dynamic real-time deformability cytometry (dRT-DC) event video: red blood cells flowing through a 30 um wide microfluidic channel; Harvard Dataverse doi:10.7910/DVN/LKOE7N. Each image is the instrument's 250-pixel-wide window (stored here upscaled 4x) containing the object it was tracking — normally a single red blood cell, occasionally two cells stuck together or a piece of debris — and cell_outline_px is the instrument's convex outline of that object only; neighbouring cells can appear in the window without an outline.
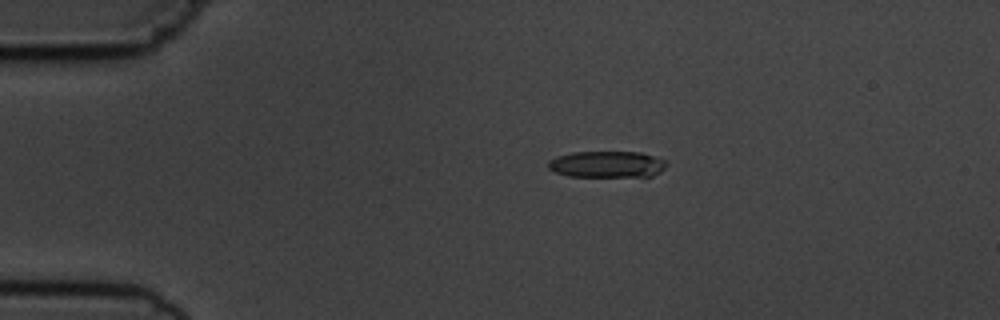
{"species": "common noctule bat (a hibernating species)", "species_latin": "Nyctalus noctula", "temperature_condition": "cold", "stored_images_in_passage": 6, "camera_frame_rate_fps": 3000, "um_per_image_px": 0.085, "animal": {"sex": "male", "body_mass_g": 19.5, "forearm_length_mm": 54.6}, "frame": {"image": 1, "passage_image": 3, "time_ms": 2.333, "image_size_px": [1000, 320], "cell_outline_px": [[668, 164], [660, 172], [652, 176], [568, 176], [556, 172], [548, 168], [548, 160], [556, 156], [572, 152], [640, 152], [668, 160]], "centroid_in_image_um": [51.61, 13.96], "position_along_channel_um": 33.4, "area_um2": 18.32}}